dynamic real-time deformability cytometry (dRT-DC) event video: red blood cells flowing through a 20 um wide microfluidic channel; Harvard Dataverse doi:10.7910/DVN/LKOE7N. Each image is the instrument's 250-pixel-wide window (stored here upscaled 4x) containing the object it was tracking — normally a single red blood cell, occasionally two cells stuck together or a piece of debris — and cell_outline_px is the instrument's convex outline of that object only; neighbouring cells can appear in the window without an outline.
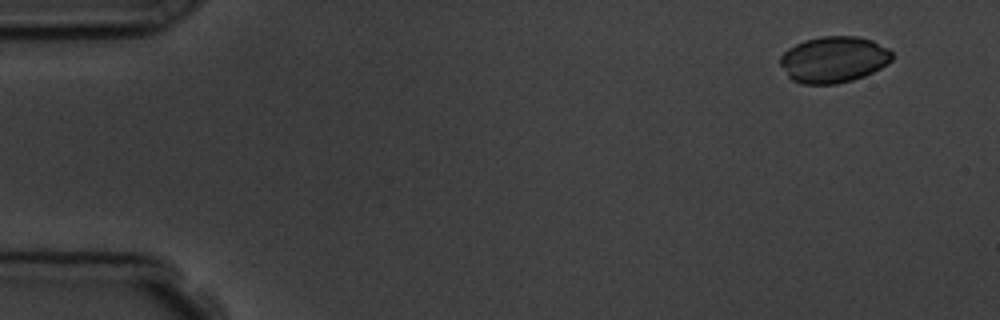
{"species": "common noctule bat (a hibernating species)", "species_latin": "Nyctalus noctula", "temperature_condition": "room temperature", "stored_images_in_passage": 5, "camera_frame_rate_fps": 3000, "um_per_image_px": 0.085, "animal": {"sex": "male", "body_mass_g": 19.5, "forearm_length_mm": 54.6}, "frame": {"image": 1, "passage_image": 1, "time_ms": 0.0, "image_size_px": [1000, 320], "cell_outline_px": [[892, 60], [880, 68], [864, 76], [852, 80], [836, 84], [800, 84], [792, 80], [788, 76], [780, 64], [780, 56], [788, 48], [804, 40], [820, 36], [856, 36], [872, 40], [888, 48], [892, 52]], "centroid_in_image_um": [70.85, 5.05], "position_along_channel_um": 14.2, "area_um2": 30.23}}